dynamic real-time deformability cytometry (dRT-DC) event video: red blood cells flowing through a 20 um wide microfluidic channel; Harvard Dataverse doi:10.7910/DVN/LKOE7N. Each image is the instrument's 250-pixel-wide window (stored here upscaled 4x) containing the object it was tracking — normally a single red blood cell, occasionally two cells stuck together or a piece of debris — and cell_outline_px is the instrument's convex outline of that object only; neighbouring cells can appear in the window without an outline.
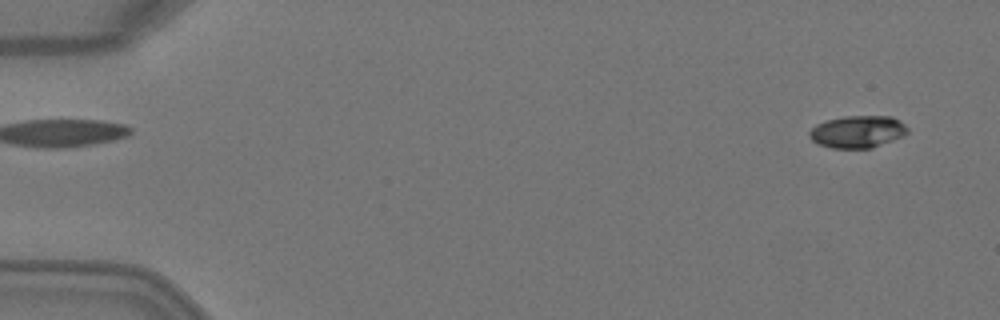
{"species": "Egyptian fruit bat (a non-hibernating species)", "species_latin": "Rousettus aegyptiacus", "temperature_condition": "warm", "stored_images_in_passage": 6, "camera_frame_rate_fps": 3000, "um_per_image_px": 0.085, "animal": {"sex": "female"}, "frame": {"image": 1, "passage_image": 1, "time_ms": 0.0, "image_size_px": [1000, 320], "cell_outline_px": [[908, 132], [892, 140], [872, 148], [832, 148], [816, 144], [808, 136], [808, 132], [816, 124], [828, 120], [844, 116], [892, 116], [900, 120], [908, 128]], "centroid_in_image_um": [72.86, 11.19], "position_along_channel_um": 12.1, "area_um2": 18.44}}
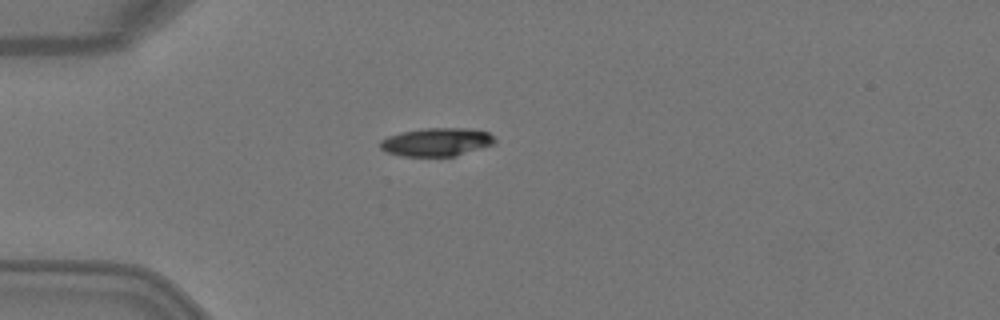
{"frame": {"image": 2, "passage_image": 4, "time_ms": 1.0, "image_size_px": [1000, 320], "cell_outline_px": [[496, 144], [456, 156], [400, 156], [388, 152], [380, 148], [380, 140], [388, 136], [400, 132], [420, 128], [472, 128], [488, 132], [496, 140]], "centroid_in_image_um": [37.13, 12.06], "position_along_channel_um": 47.9, "area_um2": 19.13}}
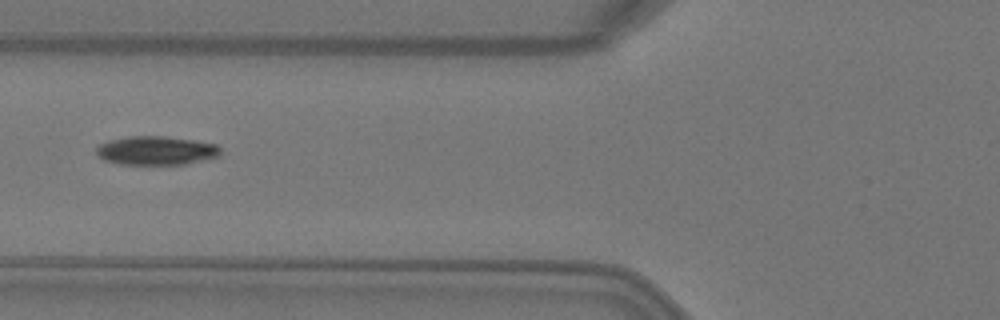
{"frame": {"image": 3, "passage_image": 6, "time_ms": 1.667, "image_size_px": [1000, 320], "cell_outline_px": [[220, 152], [216, 156], [184, 164], [120, 164], [104, 160], [96, 152], [96, 148], [100, 144], [108, 140], [128, 136], [164, 136], [192, 140], [216, 144], [220, 148]], "centroid_in_image_um": [13.22, 12.79], "position_along_channel_um": 112.6, "area_um2": 20.52}}